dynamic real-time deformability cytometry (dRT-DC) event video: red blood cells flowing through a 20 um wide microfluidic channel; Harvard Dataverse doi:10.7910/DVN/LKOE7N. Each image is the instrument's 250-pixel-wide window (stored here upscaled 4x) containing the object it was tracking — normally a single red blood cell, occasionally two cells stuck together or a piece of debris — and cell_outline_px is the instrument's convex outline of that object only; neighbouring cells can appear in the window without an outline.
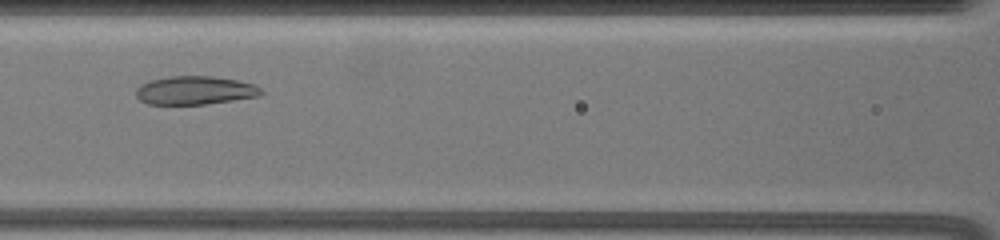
{"species": "common noctule bat (a hibernating species)", "species_latin": "Nyctalus noctula", "temperature_condition": "warm", "stored_images_in_passage": 8, "camera_frame_rate_fps": 3000, "um_per_image_px": 0.085, "animal": {"sex": "female", "body_mass_g": 19.5, "forearm_length_mm": 54.1}, "frame": {"image": 1, "passage_image": 7, "time_ms": 4.0, "image_size_px": [1000, 240], "cell_outline_px": [[264, 92], [260, 96], [204, 104], [148, 104], [140, 100], [136, 96], [136, 88], [140, 84], [152, 80], [172, 76], [212, 76], [236, 80], [256, 84]], "centroid_in_image_um": [16.58, 7.68], "position_along_channel_um": 150.0, "area_um2": 20.69}}